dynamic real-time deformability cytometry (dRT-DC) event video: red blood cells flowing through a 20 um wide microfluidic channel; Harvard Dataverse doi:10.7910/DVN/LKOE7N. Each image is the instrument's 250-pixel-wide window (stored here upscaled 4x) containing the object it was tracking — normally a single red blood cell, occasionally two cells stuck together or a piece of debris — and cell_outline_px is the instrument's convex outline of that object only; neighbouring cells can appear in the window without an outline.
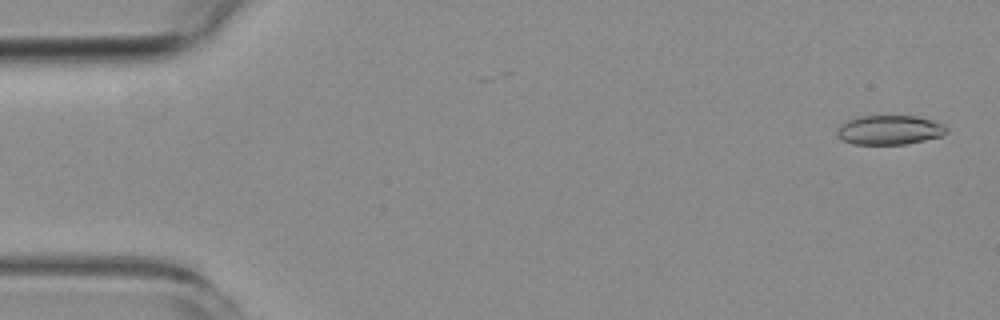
{"species": "common noctule bat (a hibernating species)", "species_latin": "Nyctalus noctula", "temperature_condition": "room temperature", "stored_images_in_passage": 2, "camera_frame_rate_fps": 3000, "um_per_image_px": 0.085, "animal": {"sex": "female", "body_mass_g": 19.3, "forearm_length_mm": 54.1}, "frame": {"image": 1, "passage_image": 2, "time_ms": 1.0, "image_size_px": [1000, 320], "cell_outline_px": [[948, 132], [940, 136], [924, 140], [904, 144], [852, 144], [840, 140], [836, 132], [840, 124], [856, 116], [916, 116], [932, 120], [948, 128]], "centroid_in_image_um": [75.56, 11.05], "position_along_channel_um": 9.4, "area_um2": 18.73}}